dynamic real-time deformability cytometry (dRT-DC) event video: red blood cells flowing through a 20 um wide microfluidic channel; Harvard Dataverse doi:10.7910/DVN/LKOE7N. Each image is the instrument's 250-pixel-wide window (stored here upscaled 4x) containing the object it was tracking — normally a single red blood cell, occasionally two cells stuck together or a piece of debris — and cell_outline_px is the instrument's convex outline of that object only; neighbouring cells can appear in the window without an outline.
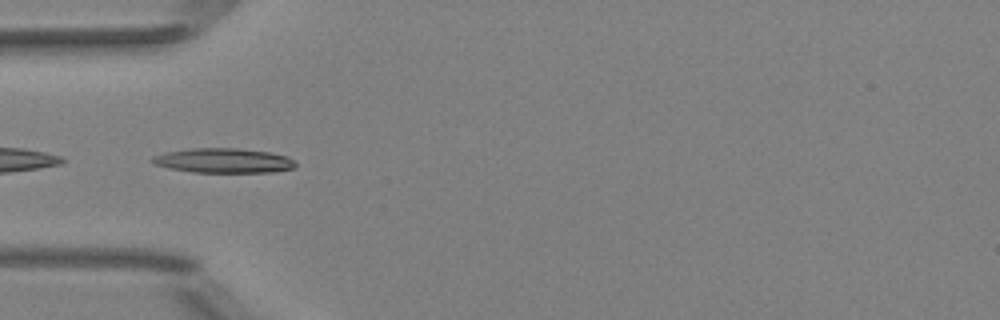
{"species": "Egyptian fruit bat (a non-hibernating species)", "species_latin": "Rousettus aegyptiacus", "temperature_condition": "room temperature", "stored_images_in_passage": 48, "camera_frame_rate_fps": 3000, "um_per_image_px": 0.085, "animal": {"sex": "female"}, "frame": {"image": 1, "passage_image": 14, "time_ms": 4.333, "image_size_px": [1000, 320], "cell_outline_px": [[296, 164], [292, 168], [272, 172], [192, 172], [168, 168], [156, 164], [152, 160], [152, 156], [164, 152], [188, 148], [240, 148], [268, 152], [288, 156]], "centroid_in_image_um": [18.97, 13.64], "position_along_channel_um": 66.0, "area_um2": 20.52}, "authors_computed_cell_mechanics": {"area_um2": 19.363, "velocity_mm_per_s": 4.0056, "shape_relaxation_time_tau1_ms": null, "shape_relaxation_time_tau2_ms": 3.0048, "deformation_change_tau1": null, "deformation_change_tau2": 0.0916}}